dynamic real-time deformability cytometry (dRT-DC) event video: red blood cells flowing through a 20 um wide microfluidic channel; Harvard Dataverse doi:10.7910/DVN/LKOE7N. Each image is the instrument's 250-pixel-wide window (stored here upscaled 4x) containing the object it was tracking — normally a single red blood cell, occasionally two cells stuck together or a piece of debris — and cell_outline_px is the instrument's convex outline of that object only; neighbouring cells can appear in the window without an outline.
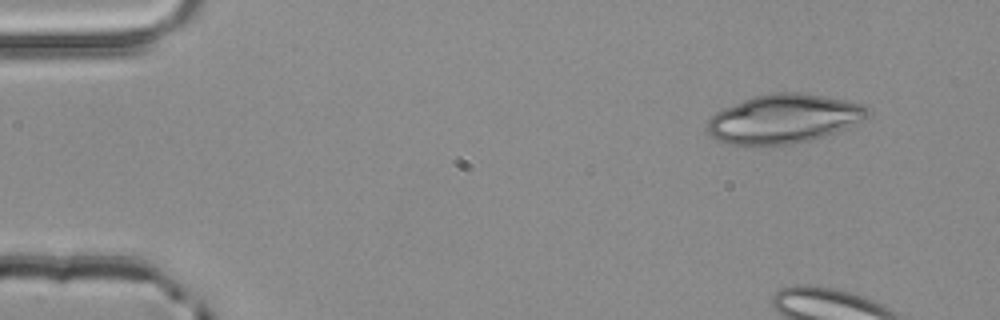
{"species": "common noctule bat (a hibernating species)", "species_latin": "Nyctalus noctula", "temperature_condition": "room temperature", "stored_images_in_passage": 3, "camera_frame_rate_fps": 3000, "um_per_image_px": 0.085, "animal": {"sex": "male", "body_mass_g": 20.4}, "frame": {"image": 1, "passage_image": 1, "time_ms": 0.0, "image_size_px": [1000, 320], "cell_outline_px": [[872, 112], [868, 116], [844, 128], [824, 136], [792, 144], [728, 144], [716, 140], [708, 132], [708, 120], [716, 112], [724, 108], [752, 96], [772, 92], [796, 92], [824, 96], [844, 100], [860, 104], [868, 108]], "centroid_in_image_um": [66.59, 10.08], "position_along_channel_um": 18.4, "area_um2": 45.14}}